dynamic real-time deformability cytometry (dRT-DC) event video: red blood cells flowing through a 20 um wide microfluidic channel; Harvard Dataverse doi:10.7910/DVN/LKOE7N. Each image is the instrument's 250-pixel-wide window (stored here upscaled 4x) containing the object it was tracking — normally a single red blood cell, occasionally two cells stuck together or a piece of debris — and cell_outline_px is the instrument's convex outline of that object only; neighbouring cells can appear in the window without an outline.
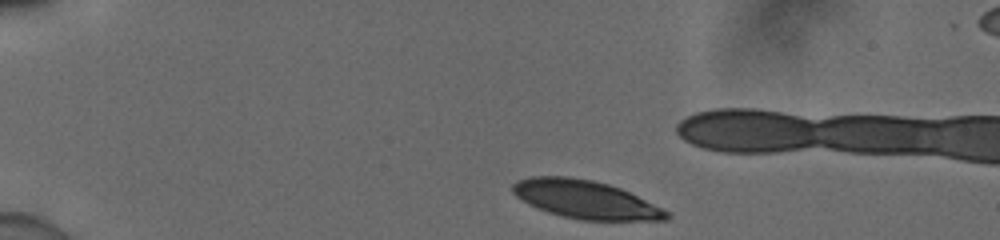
{"species": "human", "species_latin": "Homo sapiens", "temperature_condition": "cold", "stored_images_in_passage": 44, "camera_frame_rate_fps": 3000, "um_per_image_px": 0.085, "donor": {"sex": "male"}, "frame": {"image": 1, "passage_image": 1, "time_ms": 0.0, "image_size_px": [1000, 240], "cell_outline_px": [[672, 216], [668, 220], [580, 220], [548, 212], [536, 208], [528, 204], [516, 196], [512, 192], [512, 184], [516, 180], [528, 176], [568, 176], [592, 180], [608, 184], [620, 188], [668, 212]], "centroid_in_image_um": [49.7, 16.95], "position_along_channel_um": 35.3, "area_um2": 34.04}}
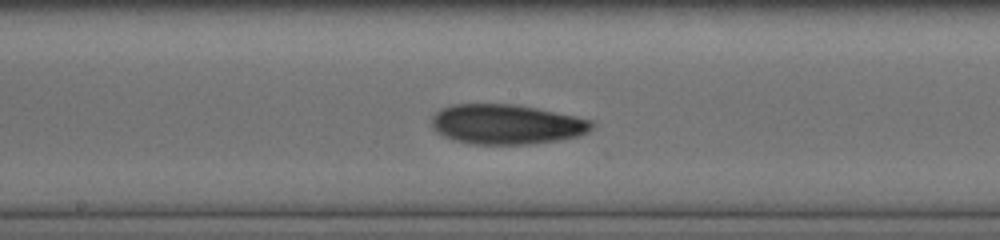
{"frame": {"image": 2, "passage_image": 20, "time_ms": 6.333, "image_size_px": [1000, 240], "cell_outline_px": [[596, 124], [588, 132], [580, 136], [560, 140], [532, 144], [472, 144], [452, 140], [436, 132], [432, 128], [432, 116], [440, 108], [452, 104], [512, 104], [536, 108], [576, 116], [592, 120]], "centroid_in_image_um": [43.06, 10.57], "position_along_channel_um": 205.1, "area_um2": 37.57}}
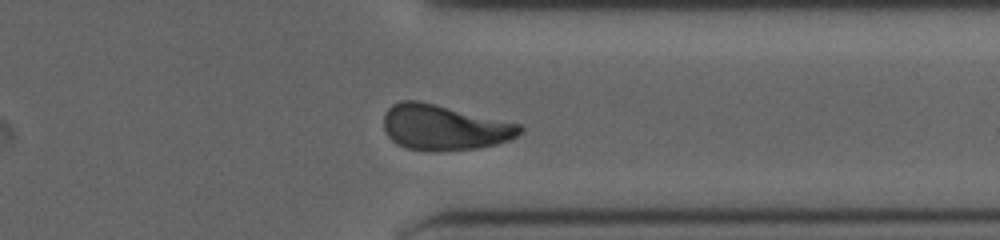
{"frame": {"image": 3, "passage_image": 33, "time_ms": 10.667, "image_size_px": [1000, 240], "cell_outline_px": [[524, 132], [508, 140], [496, 144], [476, 148], [436, 152], [432, 152], [408, 148], [396, 144], [388, 136], [384, 128], [384, 112], [392, 104], [400, 100], [420, 100], [520, 124], [524, 128]], "centroid_in_image_um": [37.74, 10.83], "position_along_channel_um": 373.7, "area_um2": 36.3}}